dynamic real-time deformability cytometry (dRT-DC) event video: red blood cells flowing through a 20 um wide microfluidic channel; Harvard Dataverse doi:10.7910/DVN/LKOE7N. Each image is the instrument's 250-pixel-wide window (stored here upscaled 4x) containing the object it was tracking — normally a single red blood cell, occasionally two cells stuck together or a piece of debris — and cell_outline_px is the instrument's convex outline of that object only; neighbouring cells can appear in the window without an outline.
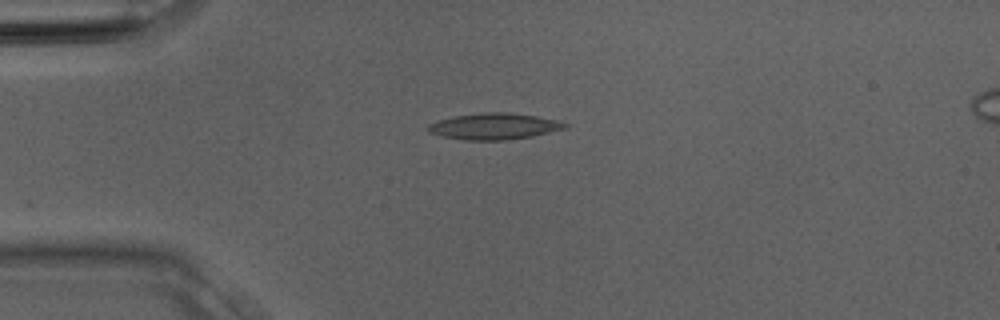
{"species": "Egyptian fruit bat (a non-hibernating species)", "species_latin": "Rousettus aegyptiacus", "temperature_condition": "room temperature", "stored_images_in_passage": 4, "camera_frame_rate_fps": 3000, "um_per_image_px": 0.085, "animal": {"sex": "male"}, "frame": {"image": 1, "passage_image": 2, "time_ms": 0.333, "image_size_px": [1000, 320], "cell_outline_px": [[568, 128], [532, 136], [504, 140], [464, 140], [440, 136], [428, 132], [424, 128], [428, 124], [436, 120], [456, 116], [484, 112], [504, 112], [536, 116], [568, 124]], "centroid_in_image_um": [41.92, 10.74], "position_along_channel_um": 43.1, "area_um2": 20.92}}